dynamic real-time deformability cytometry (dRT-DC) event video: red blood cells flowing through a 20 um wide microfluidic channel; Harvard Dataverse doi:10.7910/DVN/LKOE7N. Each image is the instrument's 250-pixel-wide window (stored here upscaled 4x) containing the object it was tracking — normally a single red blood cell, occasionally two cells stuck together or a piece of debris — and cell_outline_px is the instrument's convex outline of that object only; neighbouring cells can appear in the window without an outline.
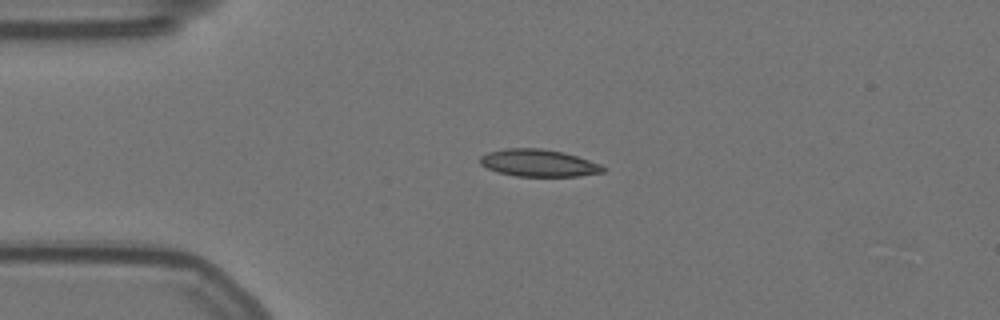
{"species": "Egyptian fruit bat (a non-hibernating species)", "species_latin": "Rousettus aegyptiacus", "temperature_condition": "warm", "stored_images_in_passage": 57, "camera_frame_rate_fps": 3000, "um_per_image_px": 0.085, "animal": {"sex": "female"}, "frame": {"image": 1, "passage_image": 13, "time_ms": 4.0, "image_size_px": [1000, 320], "cell_outline_px": [[604, 172], [580, 176], [516, 176], [500, 172], [488, 168], [480, 164], [480, 156], [488, 152], [504, 148], [540, 148], [564, 152], [600, 164], [604, 168]], "centroid_in_image_um": [45.77, 13.85], "position_along_channel_um": 39.2, "area_um2": 19.36}}
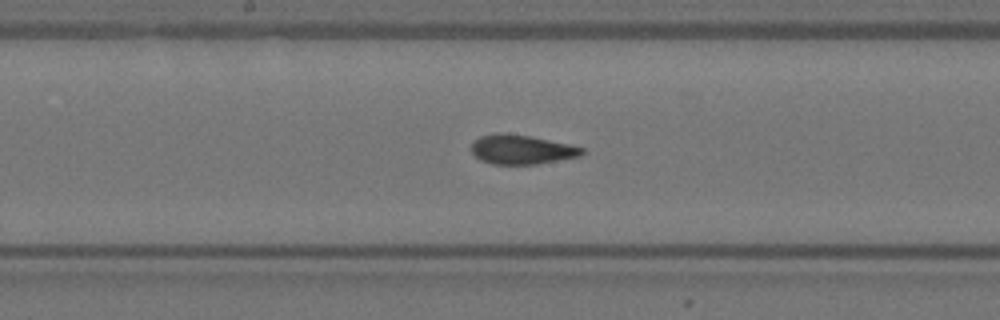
{"frame": {"image": 2, "passage_image": 29, "time_ms": 9.333, "image_size_px": [1000, 320], "cell_outline_px": [[584, 152], [580, 156], [536, 164], [492, 164], [480, 160], [472, 152], [472, 144], [480, 136], [500, 132], [528, 136], [568, 144], [584, 148]], "centroid_in_image_um": [44.32, 12.71], "position_along_channel_um": 203.9, "area_um2": 18.61}}
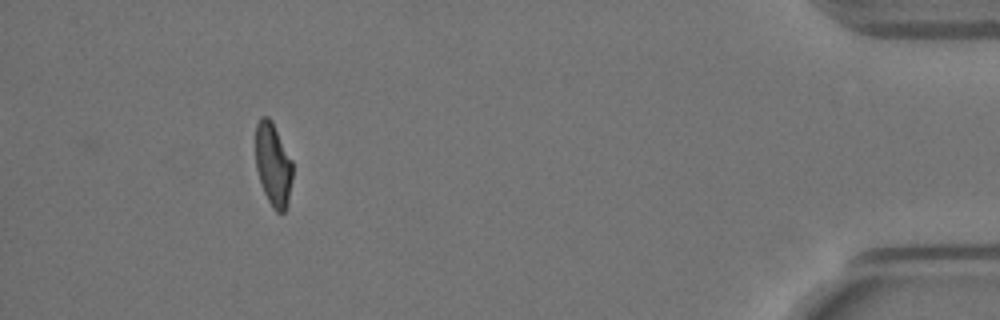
{"frame": {"image": 3, "passage_image": 52, "time_ms": 17.0, "image_size_px": [1000, 320], "cell_outline_px": [[292, 180], [288, 204], [284, 212], [276, 212], [272, 208], [264, 192], [256, 168], [256, 124], [260, 116], [268, 116], [272, 120], [292, 160]], "centroid_in_image_um": [23.22, 13.98], "position_along_channel_um": 412.0, "area_um2": 18.03}, "authors_computed_cell_mechanics": {"area_um2": 18.7272, "velocity_mm_per_s": 3.5567, "shape_relaxation_time_tau1_ms": null, "shape_relaxation_time_tau2_ms": 1.7772, "deformation_change_tau1": null, "deformation_change_tau2": 0.0929}}